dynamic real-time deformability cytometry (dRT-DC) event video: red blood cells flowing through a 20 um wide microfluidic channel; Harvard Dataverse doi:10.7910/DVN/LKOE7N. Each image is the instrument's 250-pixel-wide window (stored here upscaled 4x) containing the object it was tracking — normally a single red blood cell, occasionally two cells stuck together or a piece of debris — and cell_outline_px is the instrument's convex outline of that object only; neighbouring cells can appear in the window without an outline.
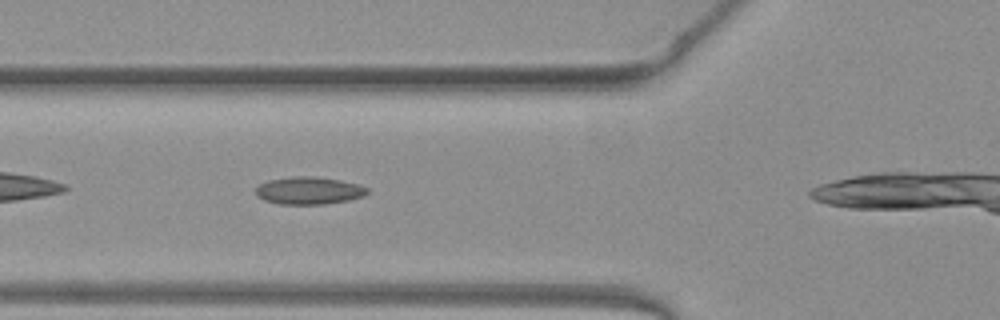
{"species": "common noctule bat (a hibernating species)", "species_latin": "Nyctalus noctula", "temperature_condition": "warm", "stored_images_in_passage": 29, "camera_frame_rate_fps": 3000, "um_per_image_px": 0.085, "animal": {"sex": "female", "body_mass_g": 19.3, "forearm_length_mm": 54.1}, "frame": {"image": 1, "passage_image": 6, "time_ms": 1.667, "image_size_px": [1000, 320], "cell_outline_px": [[368, 192], [364, 196], [348, 200], [324, 204], [280, 204], [264, 200], [256, 196], [256, 188], [260, 184], [268, 180], [296, 176], [312, 176], [340, 180], [356, 184], [368, 188]], "centroid_in_image_um": [26.24, 16.2], "position_along_channel_um": 99.6, "area_um2": 17.74}}
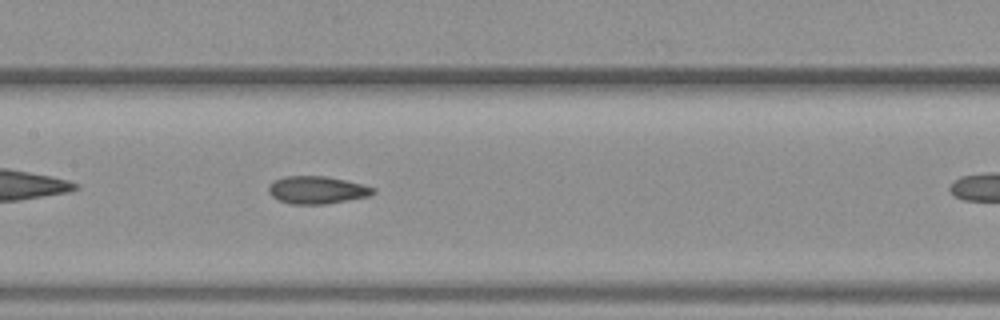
{"frame": {"image": 2, "passage_image": 12, "time_ms": 3.667, "image_size_px": [1000, 320], "cell_outline_px": [[376, 192], [368, 196], [348, 200], [324, 204], [288, 204], [272, 196], [268, 192], [268, 184], [284, 176], [324, 176], [344, 180], [376, 188]], "centroid_in_image_um": [26.92, 16.15], "position_along_channel_um": 180.5, "area_um2": 16.7}}
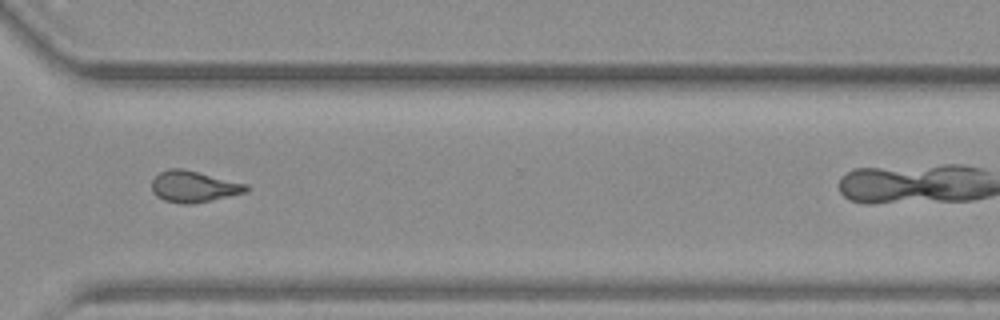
{"frame": {"image": 3, "passage_image": 25, "time_ms": 8.0, "image_size_px": [1000, 320], "cell_outline_px": [[248, 192], [212, 200], [192, 204], [180, 204], [164, 200], [156, 196], [152, 188], [152, 180], [160, 172], [168, 168], [184, 168], [248, 184]], "centroid_in_image_um": [16.48, 15.85], "position_along_channel_um": 354.1, "area_um2": 17.4}}